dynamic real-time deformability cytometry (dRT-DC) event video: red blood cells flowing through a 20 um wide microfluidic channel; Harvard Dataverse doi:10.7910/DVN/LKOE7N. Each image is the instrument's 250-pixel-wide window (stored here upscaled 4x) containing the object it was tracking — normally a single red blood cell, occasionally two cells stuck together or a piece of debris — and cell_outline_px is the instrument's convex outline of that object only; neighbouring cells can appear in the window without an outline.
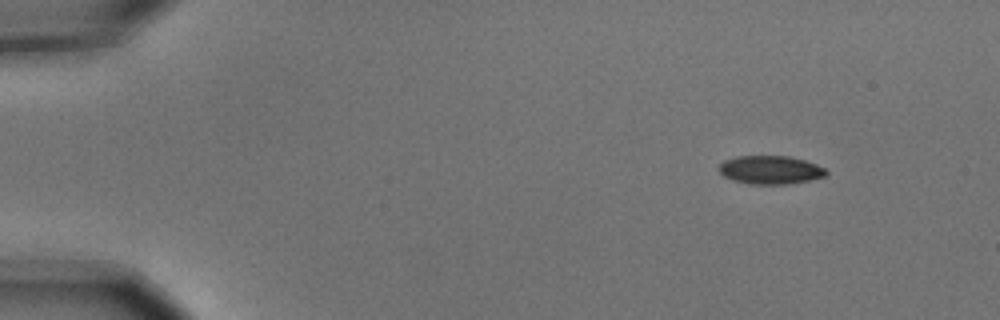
{"species": "common noctule bat (a hibernating species)", "species_latin": "Nyctalus noctula", "temperature_condition": "cold", "stored_images_in_passage": 4, "camera_frame_rate_fps": 3000, "um_per_image_px": 0.085, "animal": {"sex": "male", "body_mass_g": 15.6}, "frame": {"image": 1, "passage_image": 1, "time_ms": 0.0, "image_size_px": [1000, 320], "cell_outline_px": [[828, 172], [824, 176], [808, 180], [788, 184], [748, 184], [732, 180], [724, 176], [720, 172], [720, 164], [724, 160], [736, 156], [788, 156], [804, 160], [816, 164], [824, 168]], "centroid_in_image_um": [65.46, 14.44], "position_along_channel_um": 19.5, "area_um2": 17.63}}
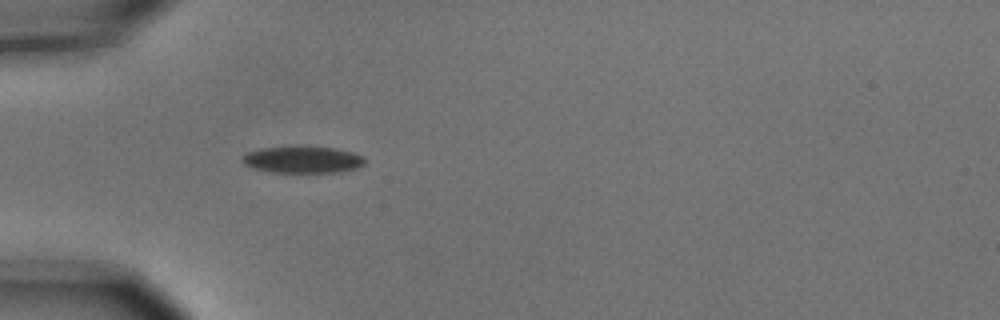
{"frame": {"image": 2, "passage_image": 4, "time_ms": 1.0, "image_size_px": [1000, 320], "cell_outline_px": [[364, 164], [356, 168], [340, 172], [268, 172], [252, 168], [244, 164], [240, 160], [248, 152], [260, 148], [336, 148], [352, 152], [364, 156]], "centroid_in_image_um": [25.72, 13.6], "position_along_channel_um": 59.3, "area_um2": 18.67}}